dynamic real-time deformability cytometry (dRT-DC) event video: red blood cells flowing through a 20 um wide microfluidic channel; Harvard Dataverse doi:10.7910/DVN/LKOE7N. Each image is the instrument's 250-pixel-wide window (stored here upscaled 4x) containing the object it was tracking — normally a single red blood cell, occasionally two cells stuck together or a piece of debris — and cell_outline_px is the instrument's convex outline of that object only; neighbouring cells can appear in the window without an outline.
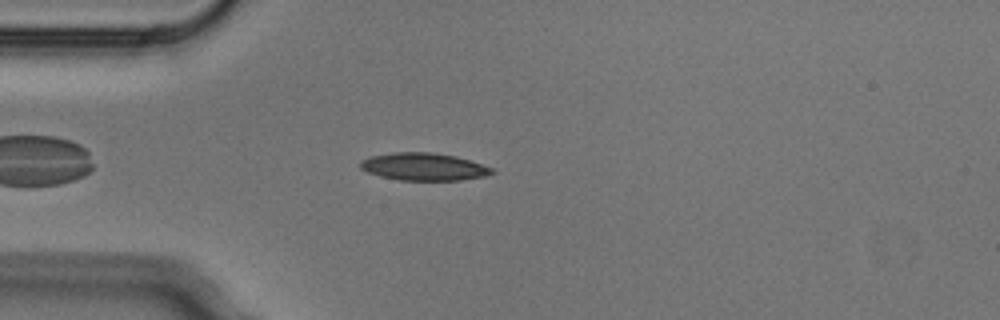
{"species": "Egyptian fruit bat (a non-hibernating species)", "species_latin": "Rousettus aegyptiacus", "temperature_condition": "cold", "stored_images_in_passage": 5, "camera_frame_rate_fps": 3000, "um_per_image_px": 0.085, "animal": {"sex": "male"}, "frame": {"image": 1, "passage_image": 4, "time_ms": 1.0, "image_size_px": [1000, 320], "cell_outline_px": [[496, 172], [484, 176], [460, 180], [400, 180], [380, 176], [368, 172], [360, 168], [360, 160], [368, 156], [392, 152], [432, 152], [456, 156], [492, 168]], "centroid_in_image_um": [35.97, 14.16], "position_along_channel_um": 49.0, "area_um2": 21.1}}